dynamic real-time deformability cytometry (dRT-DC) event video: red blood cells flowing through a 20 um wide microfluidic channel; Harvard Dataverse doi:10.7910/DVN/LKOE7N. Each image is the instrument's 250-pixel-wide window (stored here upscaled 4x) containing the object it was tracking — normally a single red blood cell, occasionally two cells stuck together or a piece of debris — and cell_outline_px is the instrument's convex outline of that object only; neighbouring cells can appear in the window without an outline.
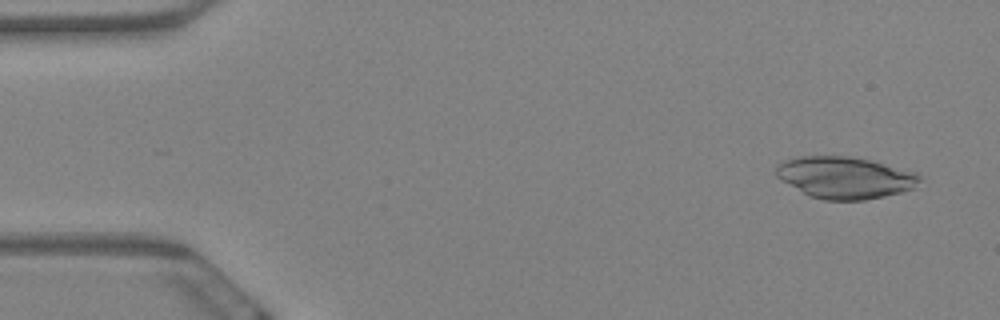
{"species": "Egyptian fruit bat (a non-hibernating species)", "species_latin": "Rousettus aegyptiacus", "temperature_condition": "warm", "stored_images_in_passage": 59, "camera_frame_rate_fps": 3000, "um_per_image_px": 0.085, "animal": {"sex": "female"}, "frame": {"image": 1, "passage_image": 3, "time_ms": 0.667, "image_size_px": [1000, 320], "cell_outline_px": [[924, 180], [916, 188], [884, 196], [864, 200], [824, 200], [808, 196], [776, 176], [776, 164], [800, 156], [848, 156], [872, 160], [916, 172]], "centroid_in_image_um": [71.87, 15.09], "position_along_channel_um": 13.1, "area_um2": 35.14}}
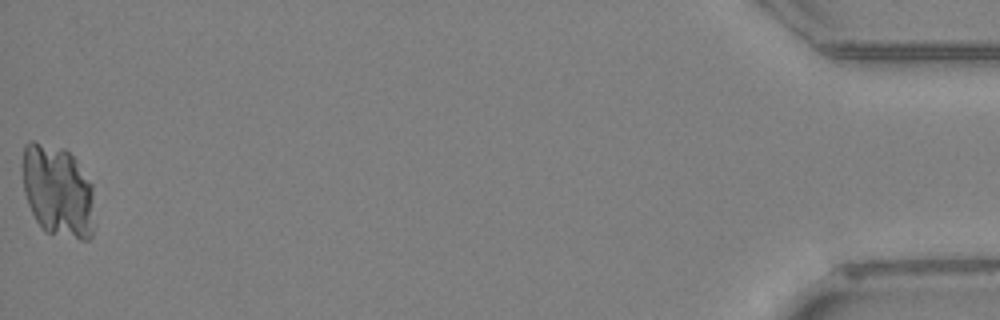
{"frame": {"image": 2, "passage_image": 59, "time_ms": 19.333, "image_size_px": [1000, 320], "cell_outline_px": [[92, 236], [88, 240], [80, 240], [44, 232], [36, 220], [28, 204], [24, 192], [24, 144], [28, 140], [32, 140], [64, 148], [76, 160], [92, 184]], "centroid_in_image_um": [4.9, 16.24], "position_along_channel_um": 430.3, "area_um2": 38.49}}